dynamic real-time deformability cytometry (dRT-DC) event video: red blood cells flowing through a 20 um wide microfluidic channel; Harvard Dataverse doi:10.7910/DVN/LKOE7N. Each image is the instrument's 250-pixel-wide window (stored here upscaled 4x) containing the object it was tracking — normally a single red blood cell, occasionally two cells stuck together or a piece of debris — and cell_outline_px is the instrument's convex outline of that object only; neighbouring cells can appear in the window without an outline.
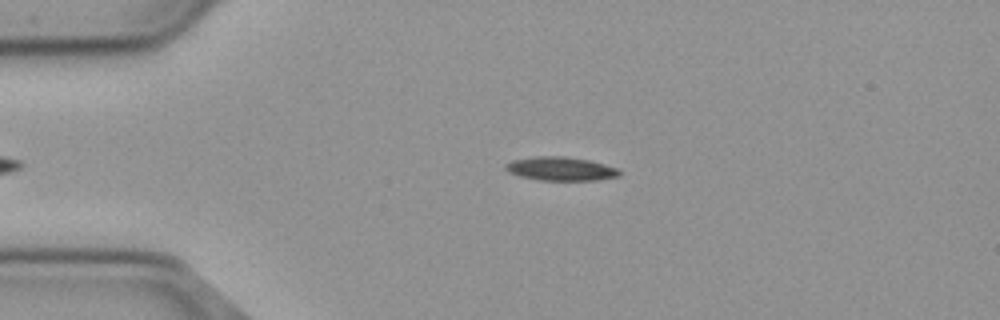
{"species": "common noctule bat (a hibernating species)", "species_latin": "Nyctalus noctula", "temperature_condition": "cold", "stored_images_in_passage": 43, "camera_frame_rate_fps": 3000, "um_per_image_px": 0.085, "animal": {"sex": "male", "body_mass_g": 23.1, "forearm_length_mm": 52.7}, "frame": {"image": 1, "passage_image": 6, "time_ms": 1.667, "image_size_px": [1000, 320], "cell_outline_px": [[620, 176], [600, 180], [540, 180], [520, 176], [508, 172], [504, 168], [504, 164], [512, 160], [536, 156], [564, 156], [588, 160], [604, 164], [616, 168], [620, 172]], "centroid_in_image_um": [47.64, 14.34], "position_along_channel_um": 37.4, "area_um2": 15.72}}
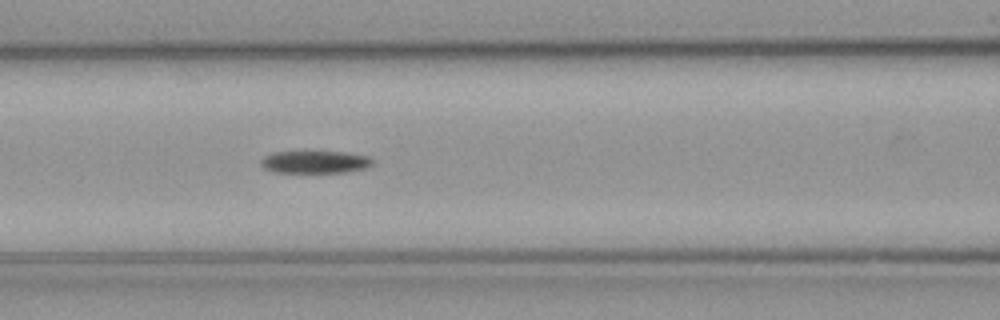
{"frame": {"image": 2, "passage_image": 17, "time_ms": 5.333, "image_size_px": [1000, 320], "cell_outline_px": [[372, 164], [364, 168], [344, 172], [272, 172], [264, 168], [260, 164], [260, 160], [264, 156], [272, 152], [344, 152], [368, 156], [372, 160]], "centroid_in_image_um": [26.72, 13.77], "position_along_channel_um": 139.9, "area_um2": 14.45}}
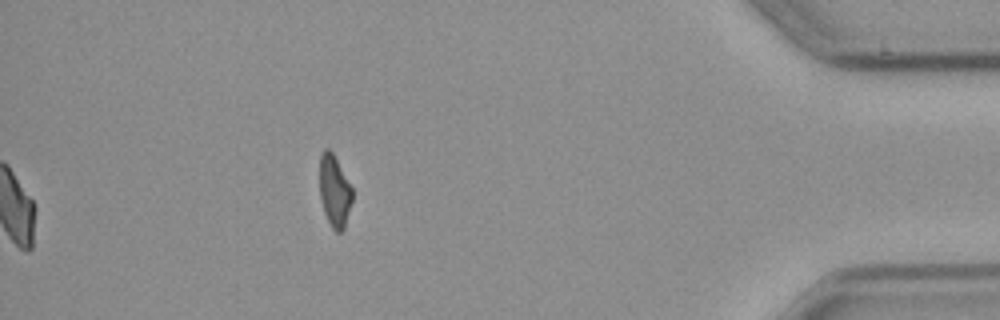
{"frame": {"image": 3, "passage_image": 43, "time_ms": 14.0, "image_size_px": [1000, 320], "cell_outline_px": [[352, 200], [344, 228], [340, 232], [336, 232], [332, 228], [324, 212], [320, 200], [320, 152], [324, 148], [328, 148], [332, 152], [352, 188]], "centroid_in_image_um": [28.41, 16.23], "position_along_channel_um": 406.8, "area_um2": 13.53}}